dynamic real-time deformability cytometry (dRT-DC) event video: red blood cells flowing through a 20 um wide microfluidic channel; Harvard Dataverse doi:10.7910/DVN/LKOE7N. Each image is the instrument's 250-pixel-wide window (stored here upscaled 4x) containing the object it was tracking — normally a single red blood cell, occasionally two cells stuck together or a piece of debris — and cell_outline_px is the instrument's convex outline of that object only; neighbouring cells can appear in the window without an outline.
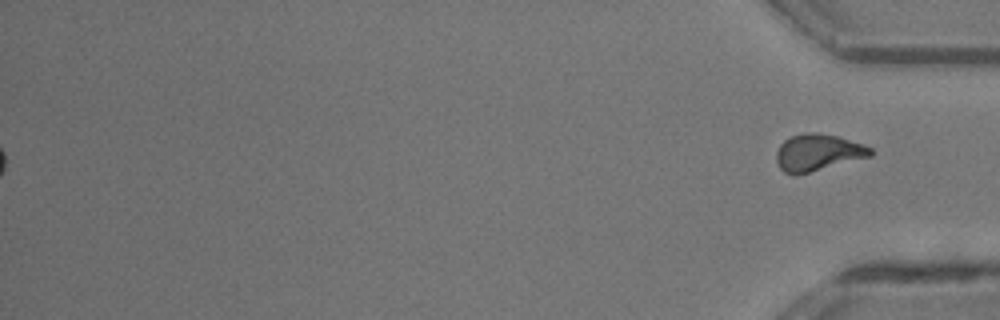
{"species": "common noctule bat (a hibernating species)", "species_latin": "Nyctalus noctula", "temperature_condition": "room temperature", "stored_images_in_passage": 50, "segment_of_instrument_passage": [2, 2], "camera_frame_rate_fps": 3000, "um_per_image_px": 0.085, "animal": {"sex": "male", "body_mass_g": 13.3}, "frame": {"image": 1, "passage_image": 50, "time_ms": 16.333, "image_size_px": [1000, 320], "cell_outline_px": [[872, 156], [796, 176], [792, 176], [784, 172], [780, 168], [776, 160], [776, 152], [780, 144], [784, 140], [792, 136], [804, 132], [816, 132], [836, 136], [864, 144], [872, 148]], "centroid_in_image_um": [69.5, 12.98], "position_along_channel_um": 365.7, "area_um2": 20.4}}